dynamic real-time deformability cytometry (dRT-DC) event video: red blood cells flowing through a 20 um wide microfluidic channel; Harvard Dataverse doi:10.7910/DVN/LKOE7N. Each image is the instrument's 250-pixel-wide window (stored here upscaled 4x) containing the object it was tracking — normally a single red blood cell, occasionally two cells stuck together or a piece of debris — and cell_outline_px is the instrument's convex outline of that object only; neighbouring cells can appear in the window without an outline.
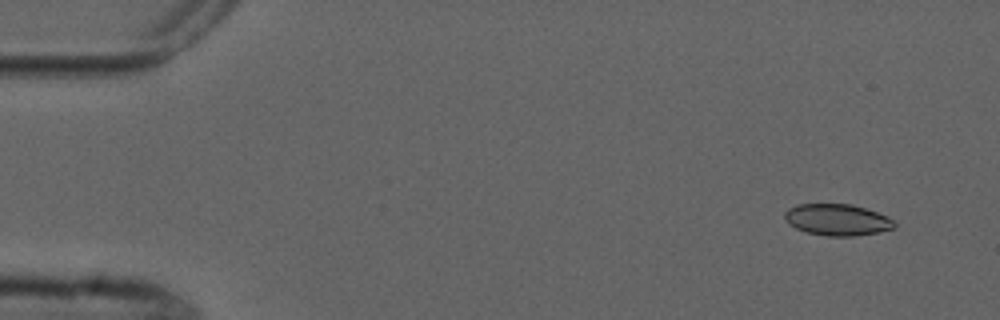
{"species": "common noctule bat (a hibernating species)", "species_latin": "Nyctalus noctula", "temperature_condition": "cold", "stored_images_in_passage": 5, "camera_frame_rate_fps": 3000, "um_per_image_px": 0.085, "animal": {"sex": "male", "forearm_length_mm": 52.5}, "frame": {"image": 1, "passage_image": 1, "time_ms": 0.0, "image_size_px": [1000, 320], "cell_outline_px": [[896, 228], [880, 232], [856, 236], [824, 236], [804, 232], [788, 224], [784, 220], [784, 212], [788, 208], [796, 204], [852, 204], [888, 216], [896, 224]], "centroid_in_image_um": [71.14, 18.69], "position_along_channel_um": 13.9, "area_um2": 20.46}}
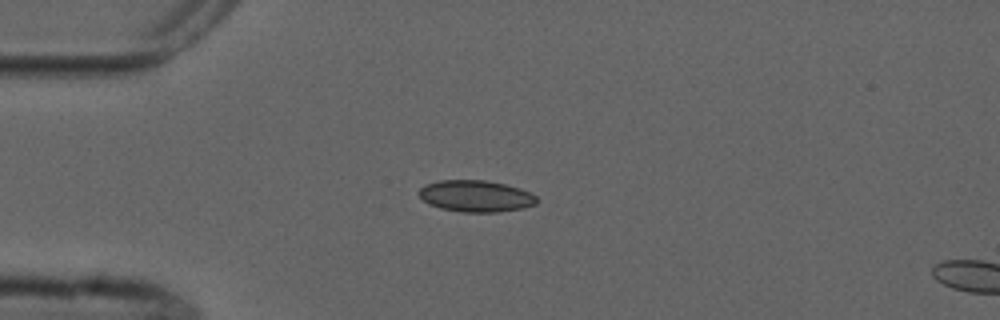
{"frame": {"image": 2, "passage_image": 4, "time_ms": 3.333, "image_size_px": [1000, 320], "cell_outline_px": [[536, 204], [524, 208], [496, 212], [464, 212], [440, 208], [428, 204], [416, 192], [424, 184], [440, 180], [484, 180], [504, 184], [520, 188], [532, 192], [536, 196]], "centroid_in_image_um": [40.43, 16.66], "position_along_channel_um": 44.6, "area_um2": 21.79}}